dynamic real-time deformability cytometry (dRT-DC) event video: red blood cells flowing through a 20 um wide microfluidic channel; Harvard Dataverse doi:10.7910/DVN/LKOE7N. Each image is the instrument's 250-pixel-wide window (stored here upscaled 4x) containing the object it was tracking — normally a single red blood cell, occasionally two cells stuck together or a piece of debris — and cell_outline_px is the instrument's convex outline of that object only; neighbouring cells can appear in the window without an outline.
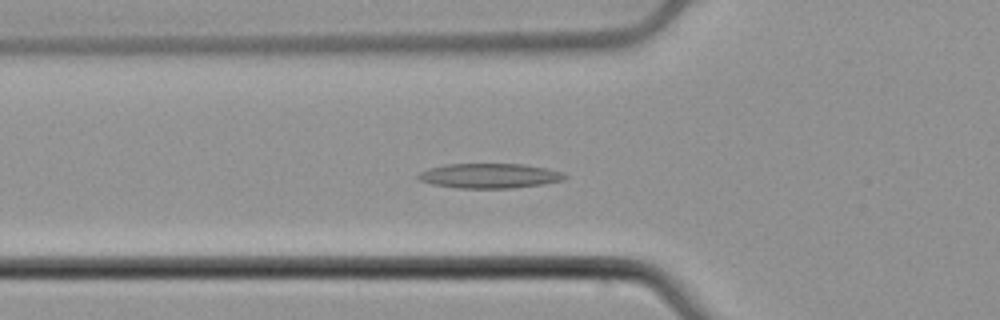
{"species": "common noctule bat (a hibernating species)", "species_latin": "Nyctalus noctula", "temperature_condition": "cold", "stored_images_in_passage": 56, "camera_frame_rate_fps": 3000, "um_per_image_px": 0.085, "animal": {"sex": "male", "body_mass_g": 21.5, "forearm_length_mm": 52.0}, "frame": {"image": 1, "passage_image": 20, "time_ms": 6.333, "image_size_px": [1000, 320], "cell_outline_px": [[568, 176], [564, 180], [544, 184], [512, 188], [460, 188], [432, 184], [420, 180], [416, 176], [420, 172], [428, 168], [444, 164], [524, 164], [564, 172]], "centroid_in_image_um": [41.62, 14.94], "position_along_channel_um": 84.2, "area_um2": 21.21}}
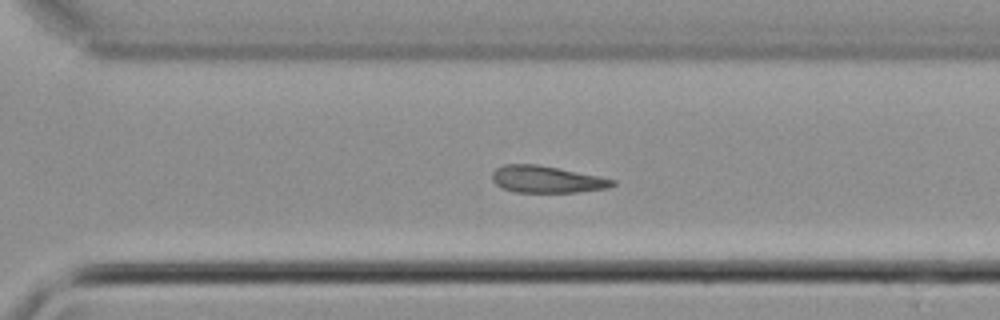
{"frame": {"image": 2, "passage_image": 39, "time_ms": 12.667, "image_size_px": [1000, 320], "cell_outline_px": [[616, 184], [608, 188], [576, 192], [516, 192], [500, 188], [492, 180], [492, 172], [496, 168], [504, 164], [536, 164], [600, 176], [616, 180]], "centroid_in_image_um": [46.45, 15.24], "position_along_channel_um": 324.1, "area_um2": 18.9}}
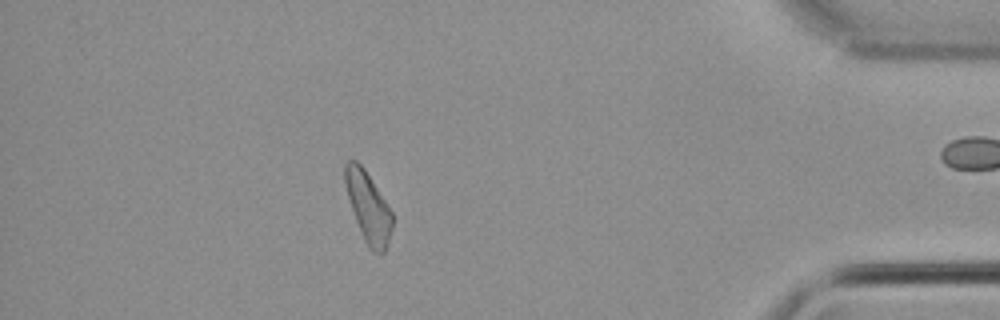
{"frame": {"image": 3, "passage_image": 49, "time_ms": 16.0, "image_size_px": [1000, 320], "cell_outline_px": [[392, 228], [384, 252], [380, 256], [372, 252], [368, 248], [364, 240], [356, 220], [344, 184], [344, 164], [348, 160], [356, 160], [364, 168], [392, 212]], "centroid_in_image_um": [31.28, 17.62], "position_along_channel_um": 403.9, "area_um2": 19.13}}